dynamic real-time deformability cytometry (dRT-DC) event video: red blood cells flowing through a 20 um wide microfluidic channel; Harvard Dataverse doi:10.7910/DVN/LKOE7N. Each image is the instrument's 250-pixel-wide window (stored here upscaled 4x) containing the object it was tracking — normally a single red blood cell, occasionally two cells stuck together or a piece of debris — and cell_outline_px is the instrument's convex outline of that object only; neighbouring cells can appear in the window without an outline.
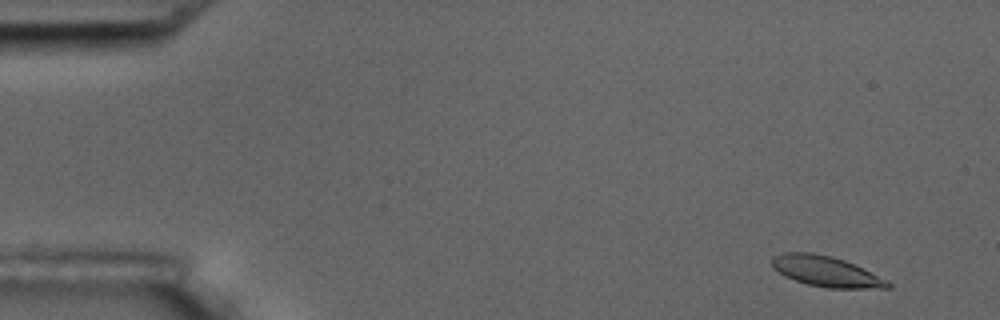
{"species": "common noctule bat (a hibernating species)", "species_latin": "Nyctalus noctula", "temperature_condition": "room temperature", "stored_images_in_passage": 7, "camera_frame_rate_fps": 3000, "um_per_image_px": 0.085, "animal": {"sex": "male", "body_mass_g": 17.5, "forearm_length_mm": 52.3}, "frame": {"image": 1, "passage_image": 1, "time_ms": 0.0, "image_size_px": [1000, 320], "cell_outline_px": [[892, 288], [828, 288], [808, 284], [784, 276], [772, 268], [772, 256], [784, 252], [812, 252], [832, 256], [844, 260], [892, 284]], "centroid_in_image_um": [70.13, 23.06], "position_along_channel_um": 14.9, "area_um2": 20.23}}
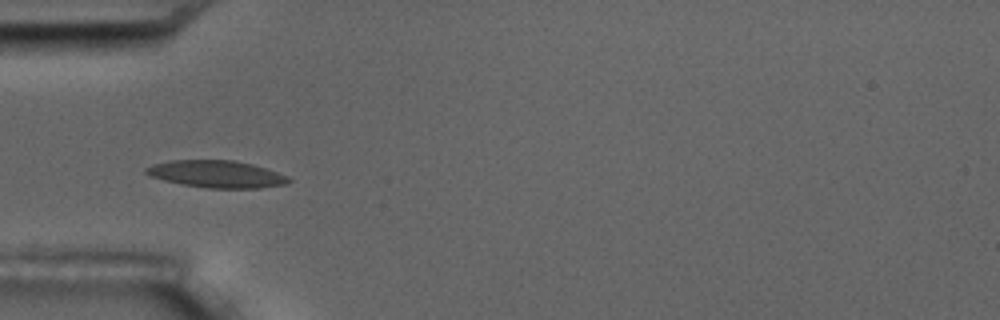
{"frame": {"image": 2, "passage_image": 5, "time_ms": 4.667, "image_size_px": [1000, 320], "cell_outline_px": [[292, 180], [288, 184], [260, 188], [208, 188], [180, 184], [148, 176], [144, 172], [144, 168], [152, 164], [168, 160], [232, 160], [252, 164], [288, 176]], "centroid_in_image_um": [18.37, 14.8], "position_along_channel_um": 66.6, "area_um2": 22.72}}